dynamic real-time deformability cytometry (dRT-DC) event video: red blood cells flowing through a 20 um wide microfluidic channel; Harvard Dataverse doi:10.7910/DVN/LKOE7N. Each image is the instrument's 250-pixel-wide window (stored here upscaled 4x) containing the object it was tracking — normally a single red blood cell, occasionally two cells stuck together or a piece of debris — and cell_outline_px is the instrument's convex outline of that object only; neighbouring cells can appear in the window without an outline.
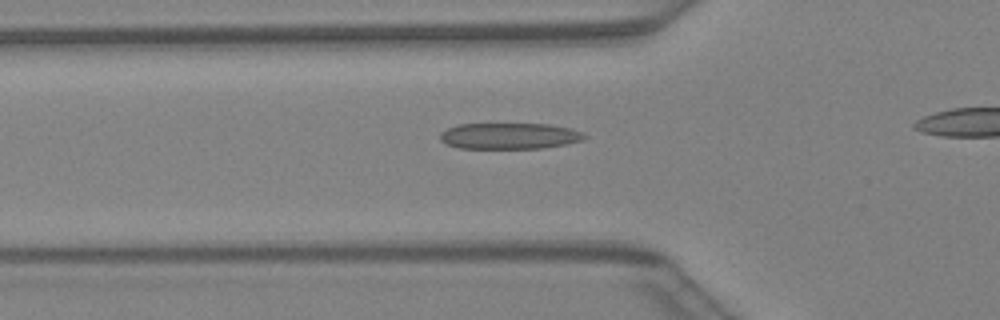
{"species": "Egyptian fruit bat (a non-hibernating species)", "species_latin": "Rousettus aegyptiacus", "temperature_condition": "warm", "stored_images_in_passage": 28, "camera_frame_rate_fps": 3000, "um_per_image_px": 0.085, "animal": {"sex": "female"}, "frame": {"image": 1, "passage_image": 8, "time_ms": 2.333, "image_size_px": [1000, 320], "cell_outline_px": [[588, 136], [584, 140], [568, 144], [544, 148], [456, 148], [440, 140], [440, 132], [456, 124], [548, 124], [572, 128], [584, 132]], "centroid_in_image_um": [43.35, 11.55], "position_along_channel_um": 82.4, "area_um2": 22.25}}
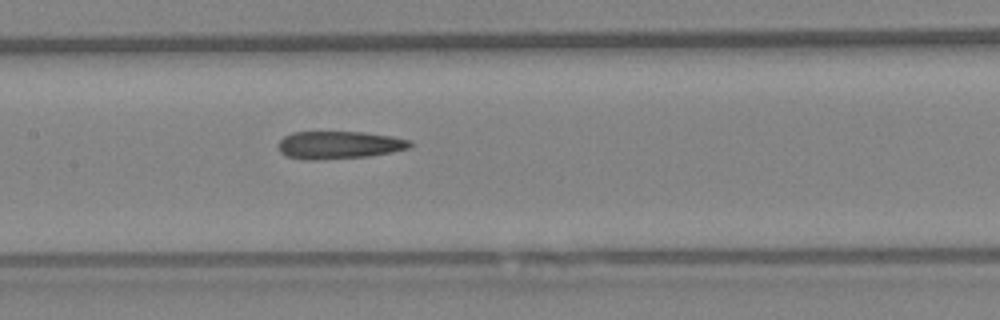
{"frame": {"image": 2, "passage_image": 14, "time_ms": 4.333, "image_size_px": [1000, 320], "cell_outline_px": [[412, 144], [408, 148], [392, 152], [368, 156], [312, 160], [284, 156], [280, 152], [280, 140], [284, 136], [292, 132], [364, 132], [392, 136], [408, 140]], "centroid_in_image_um": [28.81, 12.32], "position_along_channel_um": 178.6, "area_um2": 21.04}}
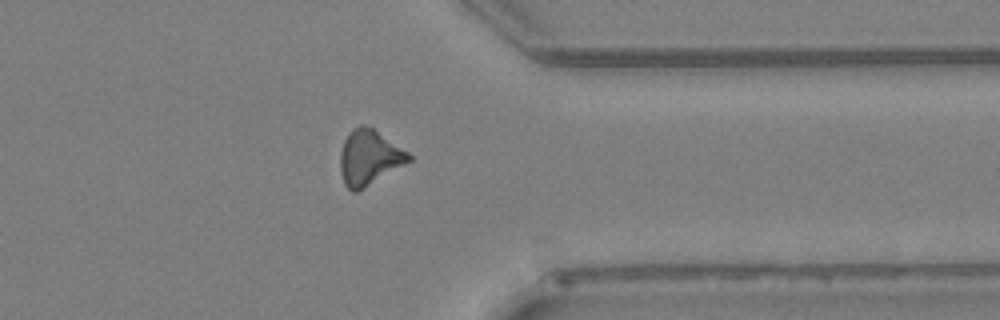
{"frame": {"image": 3, "passage_image": 27, "time_ms": 8.667, "image_size_px": [1000, 320], "cell_outline_px": [[412, 160], [364, 188], [356, 192], [352, 192], [344, 184], [340, 172], [340, 152], [344, 140], [352, 128], [360, 124], [372, 128], [408, 152], [412, 156]], "centroid_in_image_um": [31.35, 13.4], "position_along_channel_um": 380.0, "area_um2": 21.85}}